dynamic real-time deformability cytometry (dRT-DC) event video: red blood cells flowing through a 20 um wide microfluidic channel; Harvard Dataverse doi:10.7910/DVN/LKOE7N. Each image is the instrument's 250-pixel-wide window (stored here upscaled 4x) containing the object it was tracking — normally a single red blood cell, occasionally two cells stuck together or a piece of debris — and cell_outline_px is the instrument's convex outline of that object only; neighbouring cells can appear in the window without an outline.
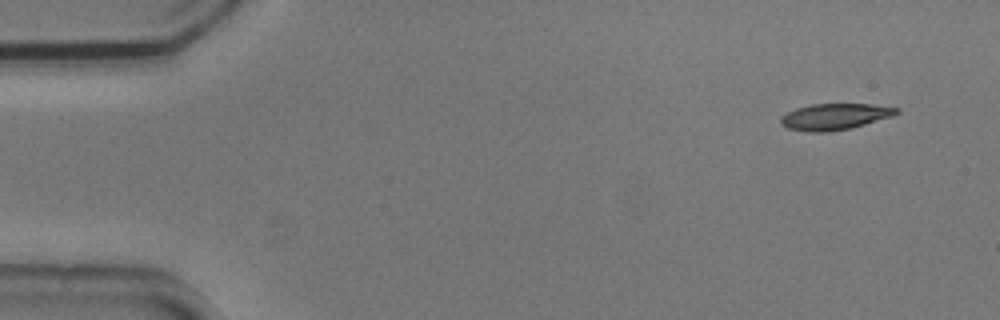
{"species": "common noctule bat (a hibernating species)", "species_latin": "Nyctalus noctula", "temperature_condition": "cold", "stored_images_in_passage": 4, "camera_frame_rate_fps": 3000, "um_per_image_px": 0.085, "animal": {"sex": "male", "body_mass_g": 20.5, "forearm_length_mm": 52.5}, "frame": {"image": 1, "passage_image": 1, "time_ms": 0.0, "image_size_px": [1000, 320], "cell_outline_px": [[900, 112], [892, 116], [852, 128], [828, 132], [808, 132], [788, 128], [780, 124], [780, 116], [796, 108], [812, 104], [872, 104], [900, 108]], "centroid_in_image_um": [70.95, 9.91], "position_along_channel_um": 14.0, "area_um2": 17.8}}
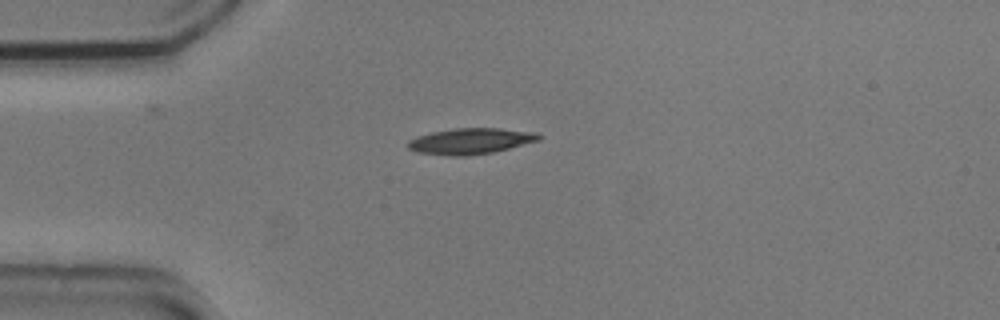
{"frame": {"image": 2, "passage_image": 4, "time_ms": 1.0, "image_size_px": [1000, 320], "cell_outline_px": [[544, 136], [540, 140], [492, 152], [464, 156], [452, 156], [420, 152], [408, 148], [408, 140], [416, 136], [432, 132], [452, 128], [500, 128], [536, 132]], "centroid_in_image_um": [40.02, 11.98], "position_along_channel_um": 45.0, "area_um2": 19.71}}